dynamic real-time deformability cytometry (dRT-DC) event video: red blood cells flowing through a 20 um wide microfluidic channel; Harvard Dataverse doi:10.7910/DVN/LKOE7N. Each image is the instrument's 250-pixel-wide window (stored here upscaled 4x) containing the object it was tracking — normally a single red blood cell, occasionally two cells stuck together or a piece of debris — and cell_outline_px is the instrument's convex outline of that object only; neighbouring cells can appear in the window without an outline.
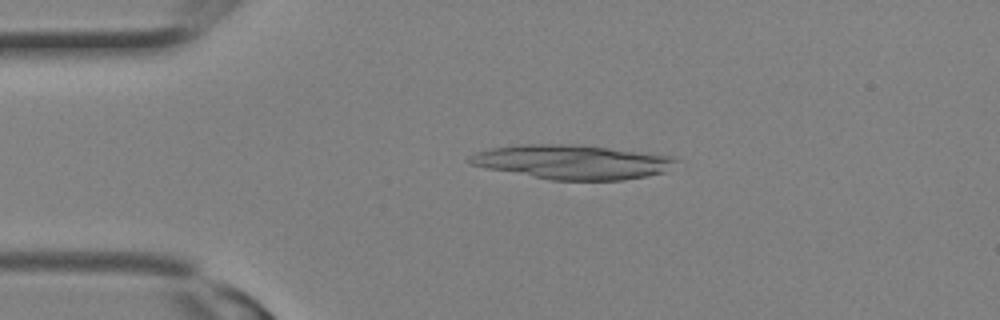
{"species": "Egyptian fruit bat (a non-hibernating species)", "species_latin": "Rousettus aegyptiacus", "temperature_condition": "room temperature", "stored_images_in_passage": 4, "camera_frame_rate_fps": 3000, "um_per_image_px": 0.085, "animal": {"sex": "female"}, "frame": {"image": 1, "passage_image": 2, "time_ms": 0.333, "image_size_px": [1000, 320], "cell_outline_px": [[676, 160], [664, 172], [648, 176], [624, 180], [552, 180], [488, 168], [468, 164], [464, 160], [468, 156], [476, 152], [488, 148], [516, 144], [580, 144], [676, 156]], "centroid_in_image_um": [48.59, 13.75], "position_along_channel_um": 36.4, "area_um2": 41.5}}